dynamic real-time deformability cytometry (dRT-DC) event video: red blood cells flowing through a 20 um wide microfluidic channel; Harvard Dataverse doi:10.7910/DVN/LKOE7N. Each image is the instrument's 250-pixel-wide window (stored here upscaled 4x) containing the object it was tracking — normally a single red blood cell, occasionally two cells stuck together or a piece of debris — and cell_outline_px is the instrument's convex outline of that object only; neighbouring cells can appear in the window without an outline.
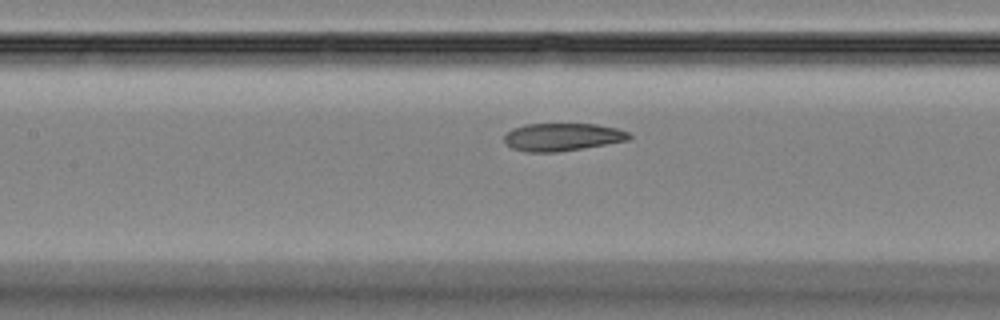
{"species": "Egyptian fruit bat (a non-hibernating species)", "species_latin": "Rousettus aegyptiacus", "temperature_condition": "room temperature", "stored_images_in_passage": 44, "camera_frame_rate_fps": 3000, "um_per_image_px": 0.085, "animal": {"sex": "female"}, "frame": {"image": 1, "passage_image": 17, "time_ms": 5.333, "image_size_px": [1000, 320], "cell_outline_px": [[632, 136], [628, 140], [560, 152], [524, 152], [512, 148], [504, 140], [504, 136], [512, 128], [524, 124], [596, 124], [620, 128], [628, 132]], "centroid_in_image_um": [47.8, 11.64], "position_along_channel_um": 159.6, "area_um2": 20.29}}
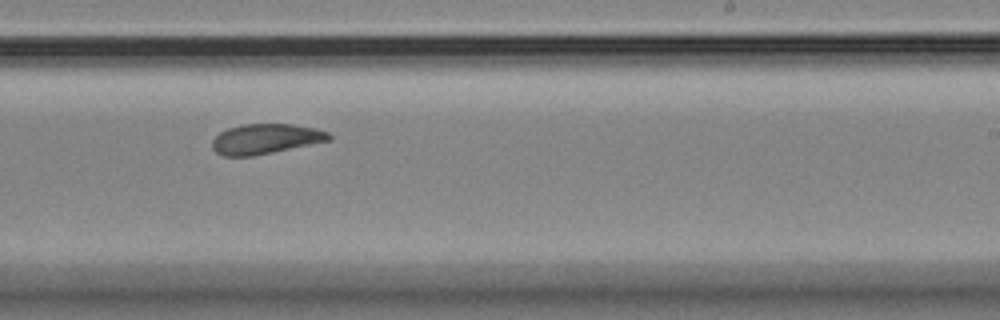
{"frame": {"image": 2, "passage_image": 25, "time_ms": 8.0, "image_size_px": [1000, 320], "cell_outline_px": [[332, 140], [252, 156], [224, 156], [216, 152], [212, 148], [212, 140], [220, 132], [228, 128], [240, 124], [292, 124], [316, 128], [328, 132], [332, 136]], "centroid_in_image_um": [22.58, 11.8], "position_along_channel_um": 266.4, "area_um2": 20.46}}
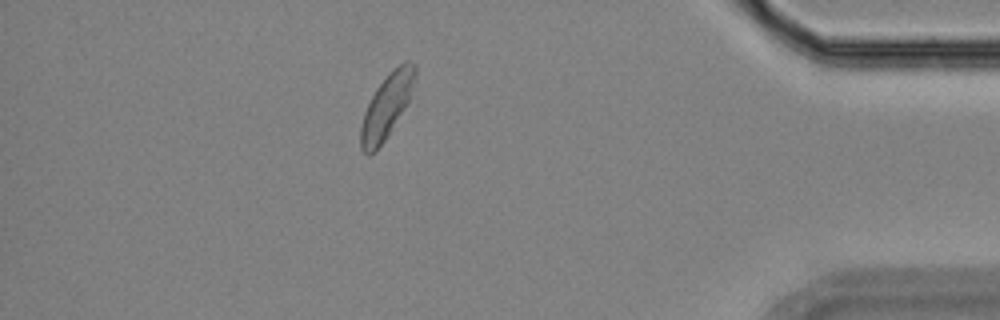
{"frame": {"image": 3, "passage_image": 38, "time_ms": 12.333, "image_size_px": [1000, 320], "cell_outline_px": [[416, 76], [408, 104], [376, 152], [368, 156], [360, 148], [360, 128], [364, 112], [376, 88], [388, 72], [392, 68], [404, 60], [408, 60], [416, 64]], "centroid_in_image_um": [32.88, 8.99], "position_along_channel_um": 402.3, "area_um2": 20.52}}